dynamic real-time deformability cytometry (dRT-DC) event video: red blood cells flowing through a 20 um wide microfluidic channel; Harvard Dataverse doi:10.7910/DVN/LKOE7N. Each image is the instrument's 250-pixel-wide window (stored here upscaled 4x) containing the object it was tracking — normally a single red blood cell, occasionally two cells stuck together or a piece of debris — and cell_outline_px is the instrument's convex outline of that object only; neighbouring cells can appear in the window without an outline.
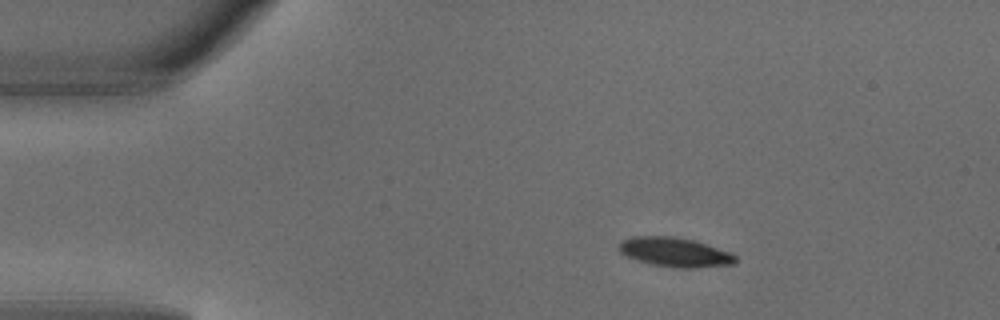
{"species": "common noctule bat (a hibernating species)", "species_latin": "Nyctalus noctula", "temperature_condition": "warm", "stored_images_in_passage": 3, "camera_frame_rate_fps": 3000, "um_per_image_px": 0.085, "animal": {"sex": "male", "body_mass_g": 18.8}, "frame": {"image": 1, "passage_image": 2, "time_ms": 0.333, "image_size_px": [1000, 320], "cell_outline_px": [[736, 264], [696, 268], [680, 268], [652, 264], [636, 260], [620, 252], [616, 248], [624, 240], [632, 236], [672, 236], [692, 240], [732, 252], [736, 256]], "centroid_in_image_um": [57.39, 21.44], "position_along_channel_um": 27.6, "area_um2": 19.88}}